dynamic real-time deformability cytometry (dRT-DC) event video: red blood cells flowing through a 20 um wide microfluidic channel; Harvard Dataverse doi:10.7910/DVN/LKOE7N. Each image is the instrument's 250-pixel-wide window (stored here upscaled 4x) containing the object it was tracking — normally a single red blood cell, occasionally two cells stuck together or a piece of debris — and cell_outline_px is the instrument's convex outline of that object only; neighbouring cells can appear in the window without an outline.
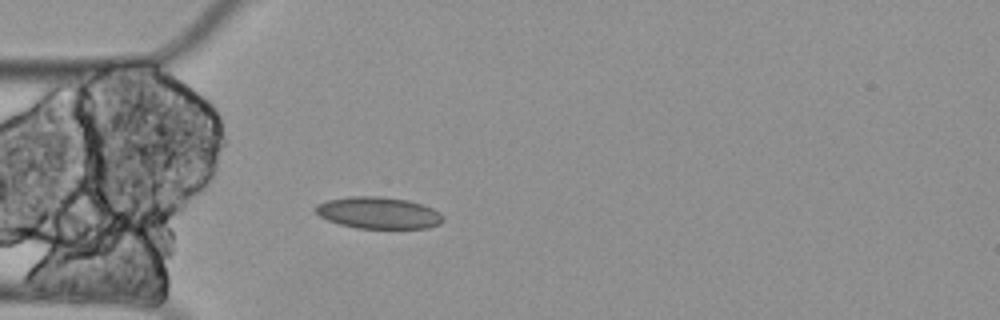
{"species": "Egyptian fruit bat (a non-hibernating species)", "species_latin": "Rousettus aegyptiacus", "temperature_condition": "cold", "stored_images_in_passage": 5, "camera_frame_rate_fps": 3000, "um_per_image_px": 0.085, "animal": {"sex": "female"}, "frame": {"image": 1, "passage_image": 5, "time_ms": 1.333, "image_size_px": [1000, 320], "cell_outline_px": [[444, 220], [440, 224], [428, 228], [356, 228], [340, 224], [328, 220], [320, 216], [316, 212], [316, 204], [328, 200], [348, 196], [380, 196], [408, 200], [432, 208], [440, 212], [444, 216]], "centroid_in_image_um": [32.19, 18.09], "position_along_channel_um": 52.8, "area_um2": 23.58}}